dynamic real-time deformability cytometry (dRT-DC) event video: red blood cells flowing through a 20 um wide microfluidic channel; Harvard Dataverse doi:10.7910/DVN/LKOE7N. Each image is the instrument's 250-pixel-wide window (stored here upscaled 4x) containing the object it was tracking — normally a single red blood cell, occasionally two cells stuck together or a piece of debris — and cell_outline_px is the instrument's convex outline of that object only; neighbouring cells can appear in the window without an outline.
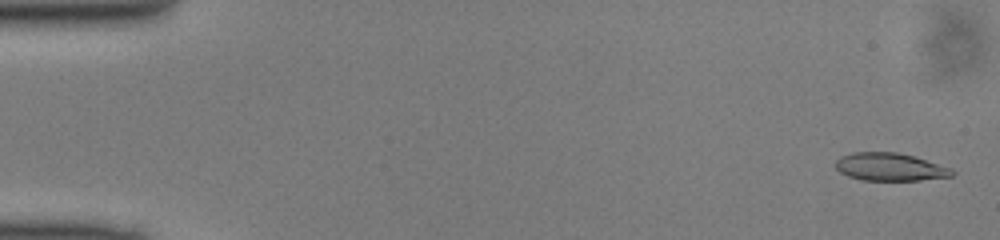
{"species": "common noctule bat (a hibernating species)", "species_latin": "Nyctalus noctula", "temperature_condition": "cold", "stored_images_in_passage": 49, "camera_frame_rate_fps": 3000, "um_per_image_px": 0.085, "animal": {"sex": "male", "body_mass_g": 13.0, "forearm_length_mm": 53.1}, "frame": {"image": 1, "passage_image": 2, "time_ms": 0.333, "image_size_px": [1000, 240], "cell_outline_px": [[956, 172], [952, 176], [920, 180], [860, 180], [848, 176], [840, 172], [836, 168], [836, 160], [840, 156], [852, 152], [896, 152], [912, 156], [952, 168]], "centroid_in_image_um": [75.63, 14.19], "position_along_channel_um": 9.4, "area_um2": 18.84}}
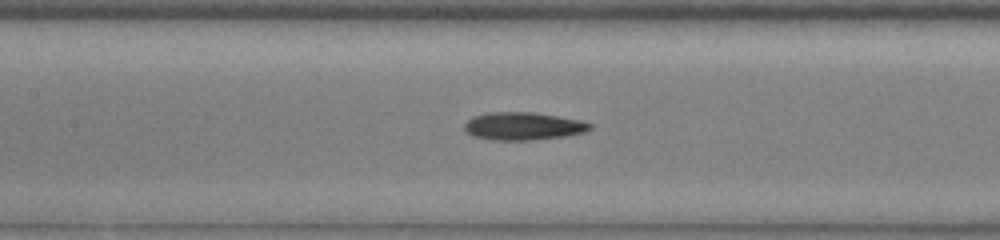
{"frame": {"image": 2, "passage_image": 23, "time_ms": 7.333, "image_size_px": [1000, 240], "cell_outline_px": [[592, 128], [584, 132], [568, 136], [532, 140], [492, 140], [472, 136], [464, 128], [464, 124], [472, 116], [488, 112], [532, 112], [580, 120], [592, 124]], "centroid_in_image_um": [44.46, 10.72], "position_along_channel_um": 162.9, "area_um2": 20.4}}
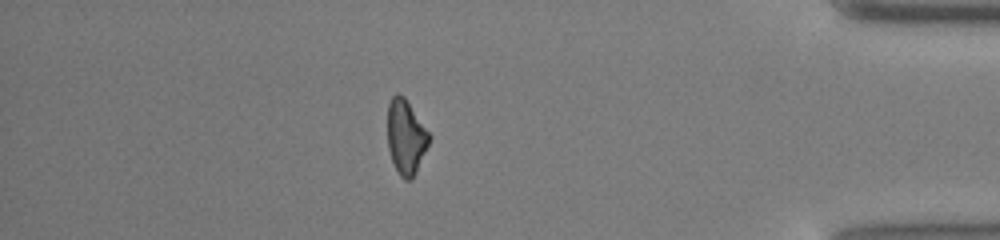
{"frame": {"image": 3, "passage_image": 43, "time_ms": 14.0, "image_size_px": [1000, 240], "cell_outline_px": [[432, 136], [416, 172], [412, 180], [404, 180], [400, 176], [392, 160], [388, 148], [388, 104], [392, 96], [396, 92], [404, 96]], "centroid_in_image_um": [34.51, 11.63], "position_along_channel_um": 400.7, "area_um2": 18.09}}